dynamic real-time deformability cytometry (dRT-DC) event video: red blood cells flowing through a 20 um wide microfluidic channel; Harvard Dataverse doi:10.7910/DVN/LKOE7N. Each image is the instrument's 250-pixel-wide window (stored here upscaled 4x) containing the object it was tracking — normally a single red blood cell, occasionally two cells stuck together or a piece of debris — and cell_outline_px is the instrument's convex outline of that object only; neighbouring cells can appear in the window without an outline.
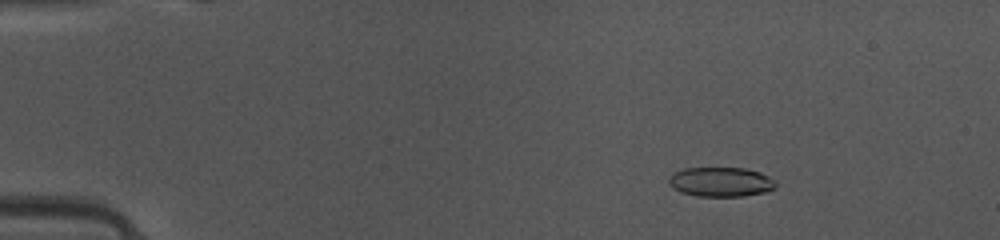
{"species": "common noctule bat (a hibernating species)", "species_latin": "Nyctalus noctula", "temperature_condition": "warm", "stored_images_in_passage": 49, "camera_frame_rate_fps": 3000, "um_per_image_px": 0.085, "animal": {"sex": "female", "body_mass_g": 10.0, "forearm_length_mm": 53.1}, "frame": {"image": 1, "passage_image": 8, "time_ms": 2.333, "image_size_px": [1000, 240], "cell_outline_px": [[776, 188], [768, 192], [744, 196], [696, 196], [680, 192], [672, 188], [668, 184], [668, 176], [672, 172], [684, 168], [744, 168], [760, 172], [776, 180]], "centroid_in_image_um": [61.26, 15.46], "position_along_channel_um": 23.7, "area_um2": 18.79}}
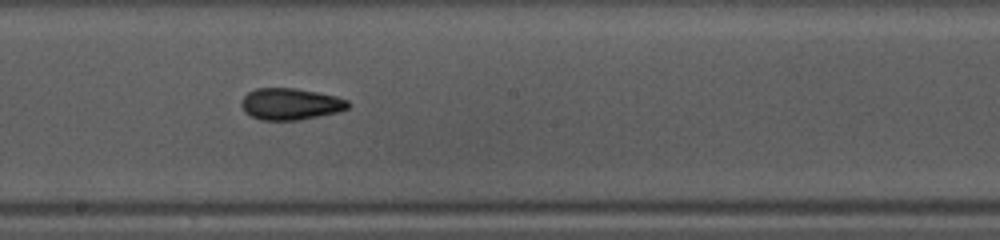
{"frame": {"image": 2, "passage_image": 28, "time_ms": 9.0, "image_size_px": [1000, 240], "cell_outline_px": [[352, 104], [348, 108], [340, 112], [300, 120], [260, 120], [244, 112], [240, 104], [244, 96], [248, 92], [256, 88], [296, 88], [336, 96], [348, 100]], "centroid_in_image_um": [24.71, 8.84], "position_along_channel_um": 223.5, "area_um2": 19.88}}
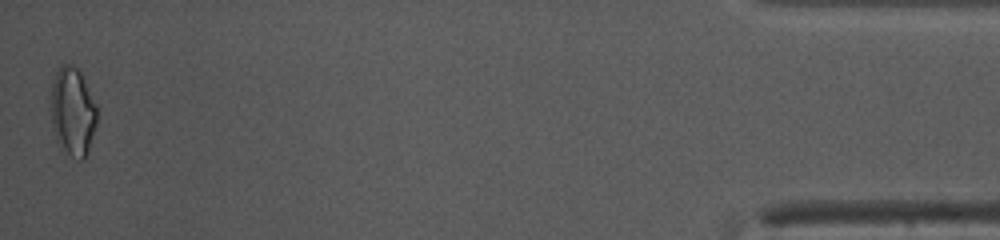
{"frame": {"image": 3, "passage_image": 49, "time_ms": 16.0, "image_size_px": [1000, 240], "cell_outline_px": [[96, 124], [88, 152], [84, 160], [80, 160], [72, 156], [60, 148], [56, 140], [52, 124], [52, 84], [56, 72], [64, 64], [72, 64], [80, 72], [96, 104]], "centroid_in_image_um": [6.19, 9.52], "position_along_channel_um": 429.0, "area_um2": 23.41}, "authors_computed_cell_mechanics": {"area_um2": 19.1318, "velocity_mm_per_s": 4.1201, "shape_relaxation_time_tau1_ms": 5.2261, "shape_relaxation_time_tau2_ms": 1.9841, "deformation_change_tau1": 0.1307, "deformation_change_tau2": 0.0779}}